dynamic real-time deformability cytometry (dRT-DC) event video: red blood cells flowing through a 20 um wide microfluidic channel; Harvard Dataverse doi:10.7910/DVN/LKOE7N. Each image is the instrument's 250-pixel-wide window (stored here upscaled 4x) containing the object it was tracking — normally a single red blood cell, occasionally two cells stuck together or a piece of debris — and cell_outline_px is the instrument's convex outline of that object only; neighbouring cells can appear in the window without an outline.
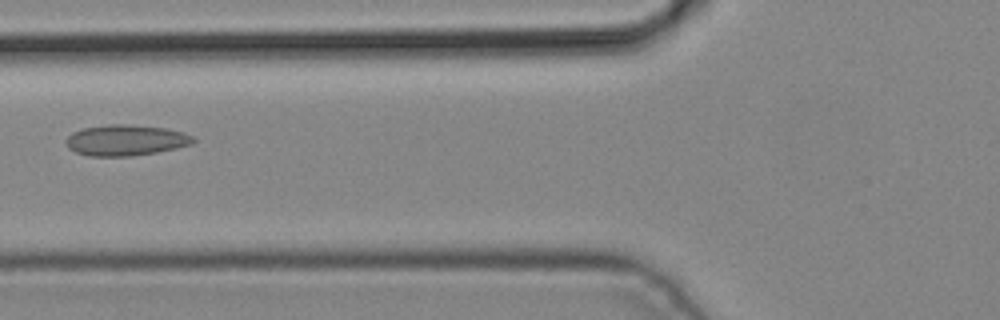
{"species": "common noctule bat (a hibernating species)", "species_latin": "Nyctalus noctula", "temperature_condition": "cold", "stored_images_in_passage": 4, "camera_frame_rate_fps": 3000, "um_per_image_px": 0.085, "animal": {"sex": "male", "body_mass_g": 19.2, "forearm_length_mm": 51.8}, "frame": {"image": 1, "passage_image": 3, "time_ms": 0.667, "image_size_px": [1000, 320], "cell_outline_px": [[196, 140], [192, 144], [176, 148], [156, 152], [132, 156], [88, 156], [76, 152], [68, 148], [64, 140], [72, 132], [84, 128], [108, 124], [124, 124], [164, 128], [184, 132], [192, 136]], "centroid_in_image_um": [10.67, 11.92], "position_along_channel_um": 115.1, "area_um2": 22.89}}
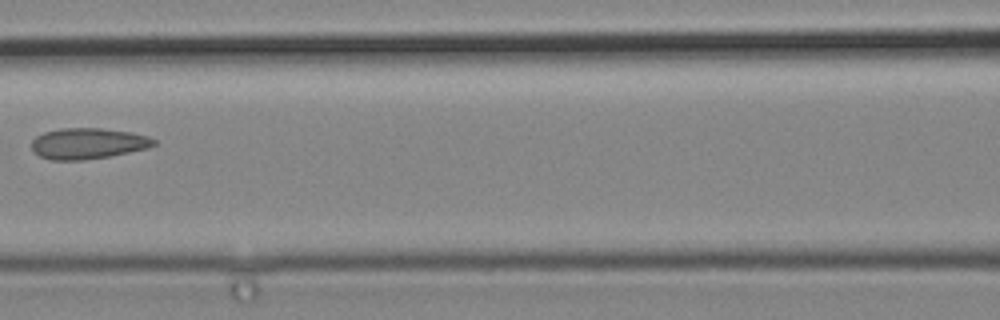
{"frame": {"image": 2, "passage_image": 4, "time_ms": 1.0, "image_size_px": [1000, 320], "cell_outline_px": [[156, 144], [148, 148], [108, 156], [84, 160], [52, 160], [40, 156], [32, 148], [32, 140], [36, 136], [44, 132], [60, 128], [100, 128], [132, 132], [148, 136], [156, 140]], "centroid_in_image_um": [7.48, 12.19], "position_along_channel_um": 159.1, "area_um2": 21.96}}